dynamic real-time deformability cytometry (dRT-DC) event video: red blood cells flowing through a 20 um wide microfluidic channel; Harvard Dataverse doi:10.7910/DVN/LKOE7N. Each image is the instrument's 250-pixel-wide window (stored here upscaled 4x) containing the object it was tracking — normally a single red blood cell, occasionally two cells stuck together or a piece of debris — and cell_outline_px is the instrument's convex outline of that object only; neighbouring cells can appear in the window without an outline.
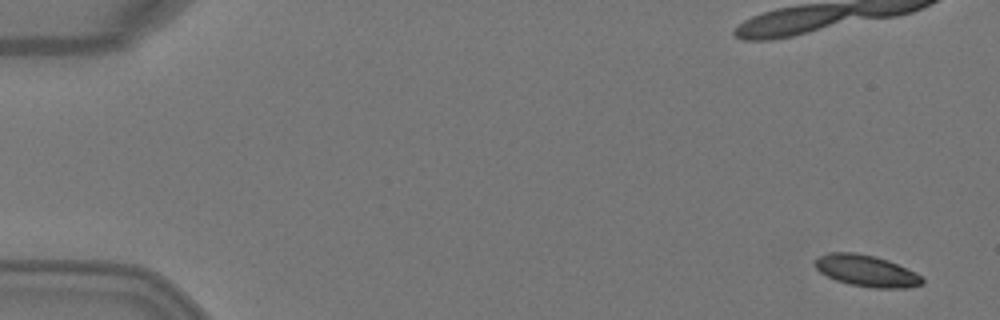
{"species": "Egyptian fruit bat (a non-hibernating species)", "species_latin": "Rousettus aegyptiacus", "temperature_condition": "warm", "stored_images_in_passage": 7, "camera_frame_rate_fps": 3000, "um_per_image_px": 0.085, "animal": {"sex": "female"}, "frame": {"image": 1, "passage_image": 1, "time_ms": 0.0, "image_size_px": [1000, 320], "cell_outline_px": [[924, 284], [908, 288], [872, 288], [848, 284], [836, 280], [820, 272], [812, 264], [812, 260], [816, 256], [828, 252], [856, 252], [876, 256], [888, 260], [916, 272], [924, 276]], "centroid_in_image_um": [73.63, 23.01], "position_along_channel_um": 11.4, "area_um2": 20.23}}